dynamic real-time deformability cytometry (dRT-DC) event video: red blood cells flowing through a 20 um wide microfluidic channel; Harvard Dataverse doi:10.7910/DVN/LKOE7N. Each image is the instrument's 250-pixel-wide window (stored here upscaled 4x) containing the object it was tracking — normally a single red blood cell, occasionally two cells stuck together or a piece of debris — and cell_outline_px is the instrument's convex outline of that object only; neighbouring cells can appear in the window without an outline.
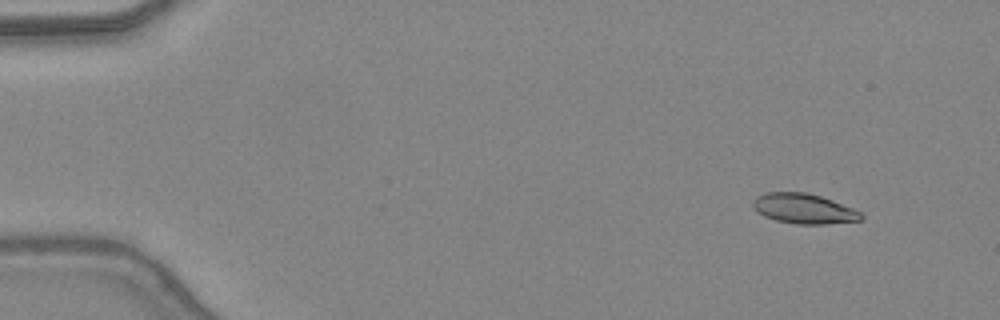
{"species": "common noctule bat (a hibernating species)", "species_latin": "Nyctalus noctula", "temperature_condition": "warm", "stored_images_in_passage": 44, "camera_frame_rate_fps": 3000, "um_per_image_px": 0.085, "animal": {"sex": "female", "body_mass_g": 24.6, "forearm_length_mm": 56.2}, "frame": {"image": 1, "passage_image": 1, "time_ms": 0.0, "image_size_px": [1000, 320], "cell_outline_px": [[864, 220], [824, 224], [796, 224], [776, 220], [764, 216], [752, 204], [752, 200], [756, 196], [764, 192], [804, 192], [820, 196], [832, 200], [852, 208], [860, 212], [864, 216]], "centroid_in_image_um": [68.33, 17.73], "position_along_channel_um": 16.7, "area_um2": 18.84}}
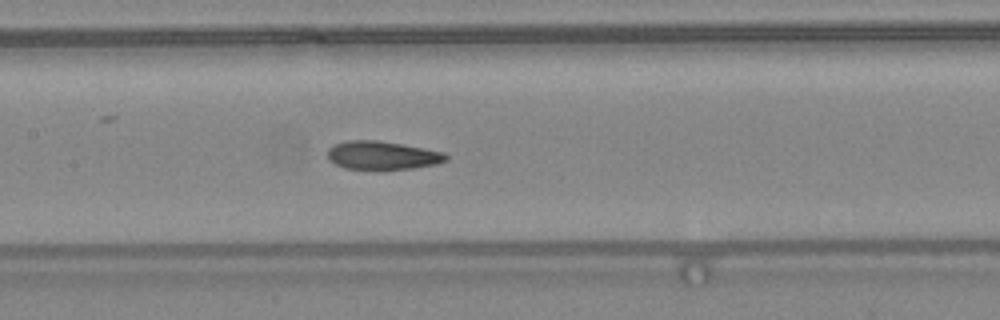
{"frame": {"image": 2, "passage_image": 20, "time_ms": 6.333, "image_size_px": [1000, 320], "cell_outline_px": [[448, 160], [436, 164], [412, 168], [344, 168], [328, 160], [328, 148], [336, 144], [348, 140], [376, 140], [424, 148], [444, 152], [448, 156]], "centroid_in_image_um": [32.5, 13.19], "position_along_channel_um": 174.9, "area_um2": 19.19}}
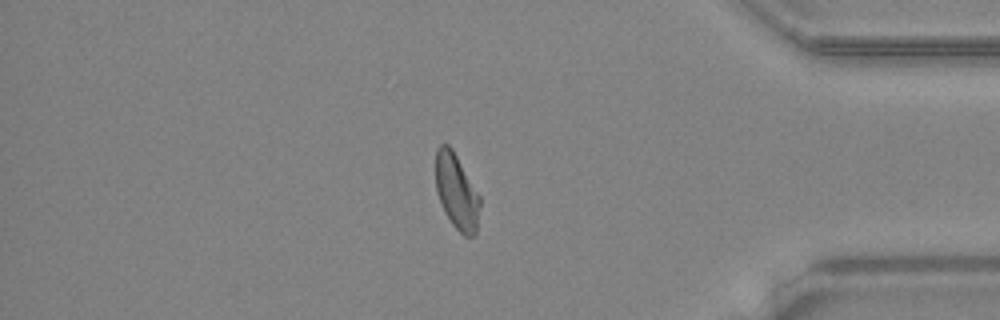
{"frame": {"image": 3, "passage_image": 37, "time_ms": 12.0, "image_size_px": [1000, 320], "cell_outline_px": [[480, 204], [476, 232], [472, 236], [464, 236], [452, 224], [444, 212], [436, 192], [436, 148], [440, 144], [448, 144], [452, 148], [480, 196]], "centroid_in_image_um": [38.8, 16.28], "position_along_channel_um": 396.4, "area_um2": 19.36}, "authors_computed_cell_mechanics": {"area_um2": 19.6231, "velocity_mm_per_s": 4.4116, "shape_relaxation_time_tau1_ms": null, "shape_relaxation_time_tau2_ms": 1.9716, "deformation_change_tau1": null, "deformation_change_tau2": 0.0902}}